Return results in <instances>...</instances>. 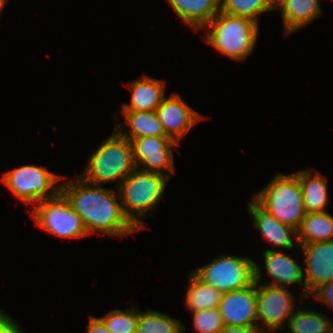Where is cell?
Listing matches in <instances>:
<instances>
[{
  "label": "cell",
  "mask_w": 333,
  "mask_h": 333,
  "mask_svg": "<svg viewBox=\"0 0 333 333\" xmlns=\"http://www.w3.org/2000/svg\"><path fill=\"white\" fill-rule=\"evenodd\" d=\"M131 144L136 167L163 174L170 179L175 172L172 149H177V142L168 136H147L135 138Z\"/></svg>",
  "instance_id": "30bf717a"
},
{
  "label": "cell",
  "mask_w": 333,
  "mask_h": 333,
  "mask_svg": "<svg viewBox=\"0 0 333 333\" xmlns=\"http://www.w3.org/2000/svg\"><path fill=\"white\" fill-rule=\"evenodd\" d=\"M288 330L291 333H331L333 322L314 310H296L293 312Z\"/></svg>",
  "instance_id": "603a6c76"
},
{
  "label": "cell",
  "mask_w": 333,
  "mask_h": 333,
  "mask_svg": "<svg viewBox=\"0 0 333 333\" xmlns=\"http://www.w3.org/2000/svg\"><path fill=\"white\" fill-rule=\"evenodd\" d=\"M168 180L163 174L136 167L118 187L123 213L139 231L144 229L141 220L146 212L164 199Z\"/></svg>",
  "instance_id": "277c9868"
},
{
  "label": "cell",
  "mask_w": 333,
  "mask_h": 333,
  "mask_svg": "<svg viewBox=\"0 0 333 333\" xmlns=\"http://www.w3.org/2000/svg\"><path fill=\"white\" fill-rule=\"evenodd\" d=\"M257 282L222 294L218 306L224 325L257 326Z\"/></svg>",
  "instance_id": "8fae6325"
},
{
  "label": "cell",
  "mask_w": 333,
  "mask_h": 333,
  "mask_svg": "<svg viewBox=\"0 0 333 333\" xmlns=\"http://www.w3.org/2000/svg\"><path fill=\"white\" fill-rule=\"evenodd\" d=\"M188 279L185 299L186 306L191 313L219 306L223 294L221 291L204 283L192 271L188 275Z\"/></svg>",
  "instance_id": "7402d4cb"
},
{
  "label": "cell",
  "mask_w": 333,
  "mask_h": 333,
  "mask_svg": "<svg viewBox=\"0 0 333 333\" xmlns=\"http://www.w3.org/2000/svg\"><path fill=\"white\" fill-rule=\"evenodd\" d=\"M7 0H0V14L2 13V9L4 8V6L6 5Z\"/></svg>",
  "instance_id": "1f68e13d"
},
{
  "label": "cell",
  "mask_w": 333,
  "mask_h": 333,
  "mask_svg": "<svg viewBox=\"0 0 333 333\" xmlns=\"http://www.w3.org/2000/svg\"><path fill=\"white\" fill-rule=\"evenodd\" d=\"M217 333H260L257 326H230L225 325Z\"/></svg>",
  "instance_id": "f546056e"
},
{
  "label": "cell",
  "mask_w": 333,
  "mask_h": 333,
  "mask_svg": "<svg viewBox=\"0 0 333 333\" xmlns=\"http://www.w3.org/2000/svg\"><path fill=\"white\" fill-rule=\"evenodd\" d=\"M192 272L204 283L225 293L245 288L255 281V262L249 257L222 254Z\"/></svg>",
  "instance_id": "52a82bcc"
},
{
  "label": "cell",
  "mask_w": 333,
  "mask_h": 333,
  "mask_svg": "<svg viewBox=\"0 0 333 333\" xmlns=\"http://www.w3.org/2000/svg\"><path fill=\"white\" fill-rule=\"evenodd\" d=\"M248 212L254 218L253 225L271 244L283 249L292 250L297 242L298 231L293 227L279 222L269 212L264 210L254 199L248 200ZM290 236H294V240Z\"/></svg>",
  "instance_id": "9a60e30c"
},
{
  "label": "cell",
  "mask_w": 333,
  "mask_h": 333,
  "mask_svg": "<svg viewBox=\"0 0 333 333\" xmlns=\"http://www.w3.org/2000/svg\"><path fill=\"white\" fill-rule=\"evenodd\" d=\"M62 177L66 178L49 172L46 167L23 165L4 172L1 181L17 198L35 206L60 192V184L56 186V183Z\"/></svg>",
  "instance_id": "8992f818"
},
{
  "label": "cell",
  "mask_w": 333,
  "mask_h": 333,
  "mask_svg": "<svg viewBox=\"0 0 333 333\" xmlns=\"http://www.w3.org/2000/svg\"><path fill=\"white\" fill-rule=\"evenodd\" d=\"M21 327L6 312L0 317V333H19Z\"/></svg>",
  "instance_id": "f1b7e54d"
},
{
  "label": "cell",
  "mask_w": 333,
  "mask_h": 333,
  "mask_svg": "<svg viewBox=\"0 0 333 333\" xmlns=\"http://www.w3.org/2000/svg\"><path fill=\"white\" fill-rule=\"evenodd\" d=\"M122 114L130 128V135L123 130L122 124L115 126V129L130 141L147 136H166L156 111H122Z\"/></svg>",
  "instance_id": "d6986e66"
},
{
  "label": "cell",
  "mask_w": 333,
  "mask_h": 333,
  "mask_svg": "<svg viewBox=\"0 0 333 333\" xmlns=\"http://www.w3.org/2000/svg\"><path fill=\"white\" fill-rule=\"evenodd\" d=\"M87 333H110L100 318L90 316Z\"/></svg>",
  "instance_id": "4dcf8cb0"
},
{
  "label": "cell",
  "mask_w": 333,
  "mask_h": 333,
  "mask_svg": "<svg viewBox=\"0 0 333 333\" xmlns=\"http://www.w3.org/2000/svg\"><path fill=\"white\" fill-rule=\"evenodd\" d=\"M60 192L81 217L88 235L98 231L113 237H123L139 231L123 213L118 188L113 191L87 183L78 176L77 181L74 178L62 183Z\"/></svg>",
  "instance_id": "6da1fadb"
},
{
  "label": "cell",
  "mask_w": 333,
  "mask_h": 333,
  "mask_svg": "<svg viewBox=\"0 0 333 333\" xmlns=\"http://www.w3.org/2000/svg\"><path fill=\"white\" fill-rule=\"evenodd\" d=\"M275 9L282 13L285 35L300 30L322 13L319 0H275Z\"/></svg>",
  "instance_id": "e0dca14e"
},
{
  "label": "cell",
  "mask_w": 333,
  "mask_h": 333,
  "mask_svg": "<svg viewBox=\"0 0 333 333\" xmlns=\"http://www.w3.org/2000/svg\"><path fill=\"white\" fill-rule=\"evenodd\" d=\"M253 199L279 222L300 229L306 214L303 190L296 173L276 174Z\"/></svg>",
  "instance_id": "3957f363"
},
{
  "label": "cell",
  "mask_w": 333,
  "mask_h": 333,
  "mask_svg": "<svg viewBox=\"0 0 333 333\" xmlns=\"http://www.w3.org/2000/svg\"><path fill=\"white\" fill-rule=\"evenodd\" d=\"M258 25L245 17L234 16L220 11L207 26L211 30L204 36L205 41L222 54L238 61L247 58L255 48Z\"/></svg>",
  "instance_id": "5b68a950"
},
{
  "label": "cell",
  "mask_w": 333,
  "mask_h": 333,
  "mask_svg": "<svg viewBox=\"0 0 333 333\" xmlns=\"http://www.w3.org/2000/svg\"><path fill=\"white\" fill-rule=\"evenodd\" d=\"M304 197L306 213L325 212L328 203L327 179L321 173L311 174L309 169L297 172Z\"/></svg>",
  "instance_id": "ffe728a7"
},
{
  "label": "cell",
  "mask_w": 333,
  "mask_h": 333,
  "mask_svg": "<svg viewBox=\"0 0 333 333\" xmlns=\"http://www.w3.org/2000/svg\"><path fill=\"white\" fill-rule=\"evenodd\" d=\"M265 269L267 274L272 277L273 286L285 287L291 284H297L302 287V298L307 297V289L304 279L303 268L290 255L278 252L276 249H266L263 252Z\"/></svg>",
  "instance_id": "5bb4252c"
},
{
  "label": "cell",
  "mask_w": 333,
  "mask_h": 333,
  "mask_svg": "<svg viewBox=\"0 0 333 333\" xmlns=\"http://www.w3.org/2000/svg\"><path fill=\"white\" fill-rule=\"evenodd\" d=\"M127 308L112 310L100 317L110 333H136L138 323V309Z\"/></svg>",
  "instance_id": "484cf974"
},
{
  "label": "cell",
  "mask_w": 333,
  "mask_h": 333,
  "mask_svg": "<svg viewBox=\"0 0 333 333\" xmlns=\"http://www.w3.org/2000/svg\"><path fill=\"white\" fill-rule=\"evenodd\" d=\"M185 327L181 321L158 311H138L136 333H184Z\"/></svg>",
  "instance_id": "cb8c5ba5"
},
{
  "label": "cell",
  "mask_w": 333,
  "mask_h": 333,
  "mask_svg": "<svg viewBox=\"0 0 333 333\" xmlns=\"http://www.w3.org/2000/svg\"><path fill=\"white\" fill-rule=\"evenodd\" d=\"M5 312L0 310V317L4 314Z\"/></svg>",
  "instance_id": "d6a6232c"
},
{
  "label": "cell",
  "mask_w": 333,
  "mask_h": 333,
  "mask_svg": "<svg viewBox=\"0 0 333 333\" xmlns=\"http://www.w3.org/2000/svg\"><path fill=\"white\" fill-rule=\"evenodd\" d=\"M161 121L165 135L170 137L179 145V140L185 136L190 128L198 123L203 116L193 110L178 93L164 98L156 109Z\"/></svg>",
  "instance_id": "7c38bea8"
},
{
  "label": "cell",
  "mask_w": 333,
  "mask_h": 333,
  "mask_svg": "<svg viewBox=\"0 0 333 333\" xmlns=\"http://www.w3.org/2000/svg\"><path fill=\"white\" fill-rule=\"evenodd\" d=\"M31 214L39 227L54 236L72 239L88 235L81 217L61 192L39 202Z\"/></svg>",
  "instance_id": "9c48e42d"
},
{
  "label": "cell",
  "mask_w": 333,
  "mask_h": 333,
  "mask_svg": "<svg viewBox=\"0 0 333 333\" xmlns=\"http://www.w3.org/2000/svg\"><path fill=\"white\" fill-rule=\"evenodd\" d=\"M305 255L304 281L309 296L320 285L333 281V240L299 244Z\"/></svg>",
  "instance_id": "4fadbf2b"
},
{
  "label": "cell",
  "mask_w": 333,
  "mask_h": 333,
  "mask_svg": "<svg viewBox=\"0 0 333 333\" xmlns=\"http://www.w3.org/2000/svg\"><path fill=\"white\" fill-rule=\"evenodd\" d=\"M87 163L83 173L78 176L93 185L116 181V189L136 168L131 141L116 129L90 155Z\"/></svg>",
  "instance_id": "7a4b0ae2"
},
{
  "label": "cell",
  "mask_w": 333,
  "mask_h": 333,
  "mask_svg": "<svg viewBox=\"0 0 333 333\" xmlns=\"http://www.w3.org/2000/svg\"><path fill=\"white\" fill-rule=\"evenodd\" d=\"M275 9V0H221V11L259 23L257 15Z\"/></svg>",
  "instance_id": "d4e9b609"
},
{
  "label": "cell",
  "mask_w": 333,
  "mask_h": 333,
  "mask_svg": "<svg viewBox=\"0 0 333 333\" xmlns=\"http://www.w3.org/2000/svg\"><path fill=\"white\" fill-rule=\"evenodd\" d=\"M193 328L197 333H217L225 325L218 307L192 312Z\"/></svg>",
  "instance_id": "4316f807"
},
{
  "label": "cell",
  "mask_w": 333,
  "mask_h": 333,
  "mask_svg": "<svg viewBox=\"0 0 333 333\" xmlns=\"http://www.w3.org/2000/svg\"><path fill=\"white\" fill-rule=\"evenodd\" d=\"M333 240V216L327 211L306 213L298 230L297 243L310 244Z\"/></svg>",
  "instance_id": "44dd1931"
},
{
  "label": "cell",
  "mask_w": 333,
  "mask_h": 333,
  "mask_svg": "<svg viewBox=\"0 0 333 333\" xmlns=\"http://www.w3.org/2000/svg\"><path fill=\"white\" fill-rule=\"evenodd\" d=\"M261 267L255 263V281L257 282V328L260 333L272 332L283 327L297 309L295 297L285 287L261 283ZM259 321L262 325H259ZM268 327V329L266 328ZM265 327V328H264Z\"/></svg>",
  "instance_id": "ba28073f"
},
{
  "label": "cell",
  "mask_w": 333,
  "mask_h": 333,
  "mask_svg": "<svg viewBox=\"0 0 333 333\" xmlns=\"http://www.w3.org/2000/svg\"><path fill=\"white\" fill-rule=\"evenodd\" d=\"M132 94L130 104H123L122 111H156L165 98V83L162 80L143 75L128 83Z\"/></svg>",
  "instance_id": "2e32d148"
},
{
  "label": "cell",
  "mask_w": 333,
  "mask_h": 333,
  "mask_svg": "<svg viewBox=\"0 0 333 333\" xmlns=\"http://www.w3.org/2000/svg\"><path fill=\"white\" fill-rule=\"evenodd\" d=\"M177 15L195 31L205 28L221 11V0H168Z\"/></svg>",
  "instance_id": "ac0fdd59"
},
{
  "label": "cell",
  "mask_w": 333,
  "mask_h": 333,
  "mask_svg": "<svg viewBox=\"0 0 333 333\" xmlns=\"http://www.w3.org/2000/svg\"><path fill=\"white\" fill-rule=\"evenodd\" d=\"M310 295H314L317 300L327 303L331 308L333 307V281L324 283L316 288Z\"/></svg>",
  "instance_id": "83f0119b"
}]
</instances>
